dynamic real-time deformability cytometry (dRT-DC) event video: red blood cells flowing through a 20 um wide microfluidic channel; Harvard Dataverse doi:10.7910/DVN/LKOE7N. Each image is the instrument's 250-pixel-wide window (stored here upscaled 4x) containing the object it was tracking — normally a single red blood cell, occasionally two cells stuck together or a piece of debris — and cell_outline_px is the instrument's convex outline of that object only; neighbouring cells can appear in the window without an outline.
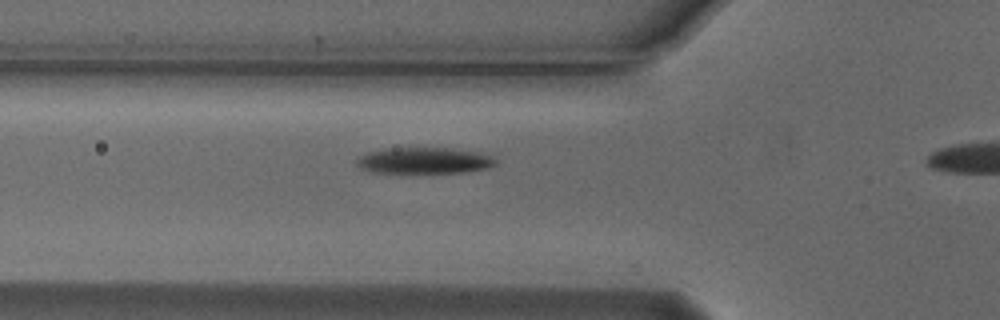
{"species": "Egyptian fruit bat (a non-hibernating species)", "species_latin": "Rousettus aegyptiacus", "temperature_condition": "cold", "stored_images_in_passage": 36, "camera_frame_rate_fps": 3000, "um_per_image_px": 0.085, "animal": {"sex": "male"}, "frame": {"image": 1, "passage_image": 9, "time_ms": 2.667, "image_size_px": [1000, 320], "cell_outline_px": [[496, 164], [484, 168], [464, 172], [372, 172], [356, 164], [356, 160], [360, 156], [368, 152], [384, 148], [452, 148], [480, 152], [492, 156], [496, 160]], "centroid_in_image_um": [36.07, 13.63], "position_along_channel_um": 89.7, "area_um2": 20.92}}
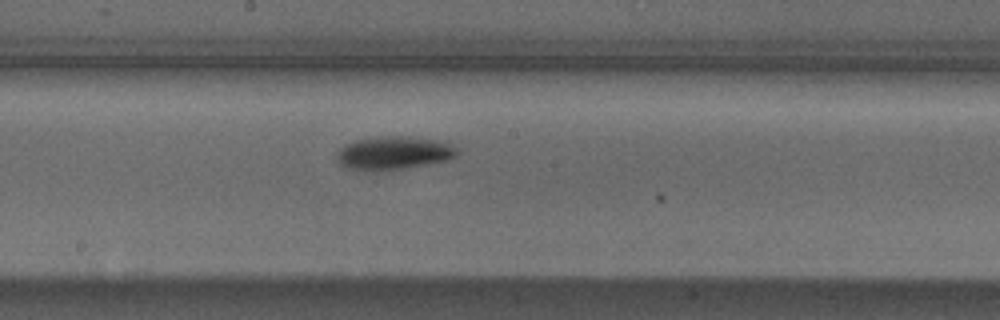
{"frame": {"image": 2, "passage_image": 19, "time_ms": 6.0, "image_size_px": [1000, 320], "cell_outline_px": [[460, 152], [456, 156], [448, 160], [404, 168], [372, 172], [348, 168], [340, 164], [336, 156], [336, 152], [340, 148], [356, 140], [380, 136], [408, 136], [444, 140], [452, 144]], "centroid_in_image_um": [33.5, 13.0], "position_along_channel_um": 214.7, "area_um2": 23.64}}
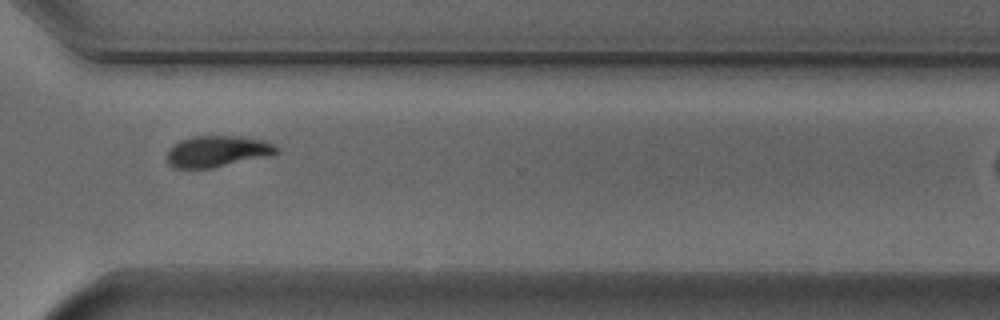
{"frame": {"image": 3, "passage_image": 30, "time_ms": 9.667, "image_size_px": [1000, 320], "cell_outline_px": [[280, 152], [268, 156], [212, 168], [176, 168], [168, 164], [168, 148], [180, 140], [192, 136], [240, 136], [264, 140], [280, 148]], "centroid_in_image_um": [18.48, 12.86], "position_along_channel_um": 352.1, "area_um2": 20.0}}